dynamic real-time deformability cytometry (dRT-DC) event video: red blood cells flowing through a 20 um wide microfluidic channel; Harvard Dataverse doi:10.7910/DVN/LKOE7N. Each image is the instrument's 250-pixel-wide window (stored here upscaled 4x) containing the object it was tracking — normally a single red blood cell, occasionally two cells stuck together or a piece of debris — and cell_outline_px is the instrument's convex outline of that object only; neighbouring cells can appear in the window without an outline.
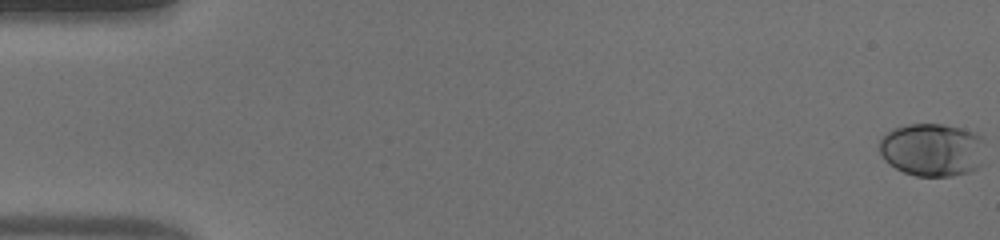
{"species": "human", "species_latin": "Homo sapiens", "temperature_condition": "warm", "stored_images_in_passage": 50, "camera_frame_rate_fps": 3000, "um_per_image_px": 0.085, "donor": {"sex": "male"}, "frame": {"image": 1, "passage_image": 1, "time_ms": 0.0, "image_size_px": [1000, 240], "cell_outline_px": [[984, 140], [980, 164], [976, 168], [968, 172], [952, 176], [916, 176], [904, 172], [896, 168], [884, 160], [880, 152], [880, 140], [888, 132], [896, 128], [908, 124], [944, 124], [976, 132]], "centroid_in_image_um": [79.24, 12.73], "position_along_channel_um": 5.8, "area_um2": 32.54}}
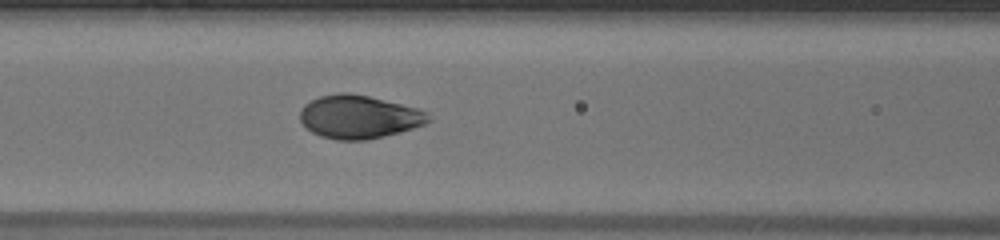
{"frame": {"image": 2, "passage_image": 22, "time_ms": 7.0, "image_size_px": [1000, 240], "cell_outline_px": [[432, 120], [424, 124], [412, 128], [368, 140], [336, 140], [320, 136], [312, 132], [300, 120], [300, 112], [304, 104], [320, 96], [340, 92], [348, 92], [368, 96], [416, 108], [428, 112]], "centroid_in_image_um": [30.49, 9.93], "position_along_channel_um": 136.1, "area_um2": 32.14}}
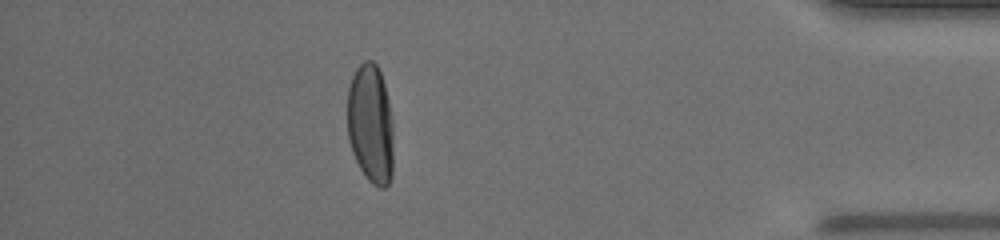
{"frame": {"image": 3, "passage_image": 44, "time_ms": 14.333, "image_size_px": [1000, 240], "cell_outline_px": [[392, 176], [388, 184], [384, 188], [380, 188], [372, 184], [368, 180], [360, 168], [352, 152], [348, 136], [348, 88], [352, 76], [356, 68], [364, 60], [372, 60], [376, 64], [380, 72], [384, 84], [388, 100], [392, 120]], "centroid_in_image_um": [31.49, 10.54], "position_along_channel_um": 403.7, "area_um2": 32.02}, "authors_computed_cell_mechanics": {"area_um2": 32.2235, "velocity_mm_per_s": 4.2394, "shape_relaxation_time_tau1_ms": 3.5714, "shape_relaxation_time_tau2_ms": null, "deformation_change_tau1": 0.2039, "deformation_change_tau2": null}}